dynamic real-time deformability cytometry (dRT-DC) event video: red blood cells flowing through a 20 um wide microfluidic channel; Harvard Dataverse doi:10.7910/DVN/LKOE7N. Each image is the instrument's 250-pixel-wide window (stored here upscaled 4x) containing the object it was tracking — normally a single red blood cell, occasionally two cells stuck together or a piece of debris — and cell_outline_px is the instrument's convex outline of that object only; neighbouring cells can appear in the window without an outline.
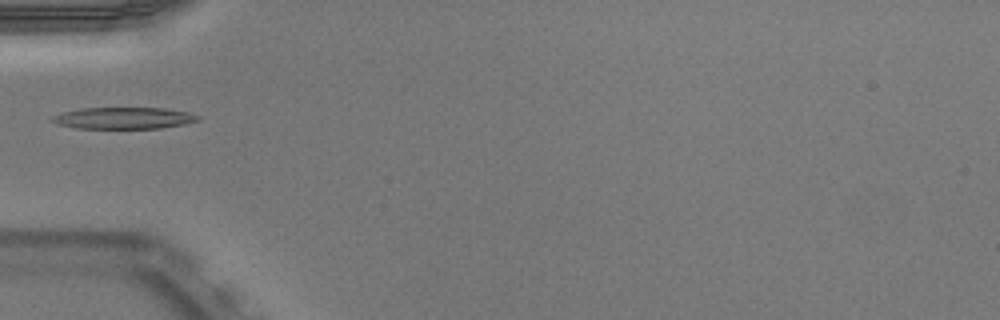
{"species": "Egyptian fruit bat (a non-hibernating species)", "species_latin": "Rousettus aegyptiacus", "temperature_condition": "warm", "stored_images_in_passage": 33, "camera_frame_rate_fps": 3000, "um_per_image_px": 0.085, "animal": {"sex": "male"}, "frame": {"image": 1, "passage_image": 1, "time_ms": 0.0, "image_size_px": [1000, 320], "cell_outline_px": [[200, 120], [184, 124], [160, 128], [76, 128], [56, 124], [52, 120], [52, 116], [64, 112], [80, 108], [164, 108], [188, 112], [200, 116]], "centroid_in_image_um": [10.53, 10.03], "position_along_channel_um": 74.5, "area_um2": 18.26}}